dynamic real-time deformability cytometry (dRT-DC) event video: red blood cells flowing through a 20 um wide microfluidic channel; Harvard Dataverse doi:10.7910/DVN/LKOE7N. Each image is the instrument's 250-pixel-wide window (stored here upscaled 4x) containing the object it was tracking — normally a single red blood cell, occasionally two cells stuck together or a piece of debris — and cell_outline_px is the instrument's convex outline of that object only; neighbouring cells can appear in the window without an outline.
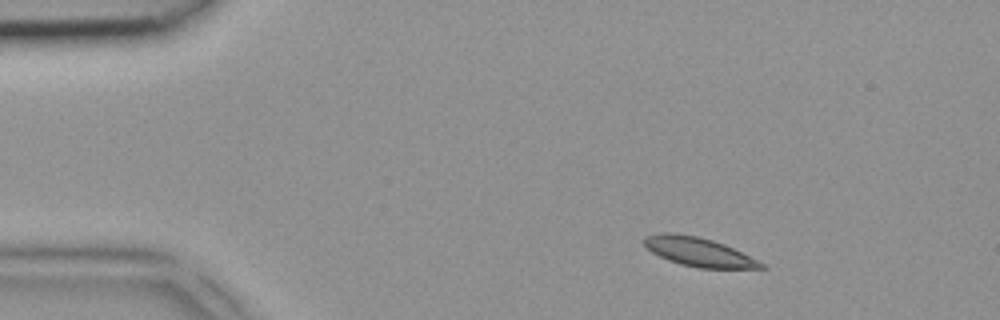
{"species": "common noctule bat (a hibernating species)", "species_latin": "Nyctalus noctula", "temperature_condition": "room temperature", "stored_images_in_passage": 5, "camera_frame_rate_fps": 3000, "um_per_image_px": 0.085, "animal": {"sex": "female", "body_mass_g": 18.4}, "frame": {"image": 1, "passage_image": 1, "time_ms": 0.0, "image_size_px": [1000, 320], "cell_outline_px": [[768, 268], [696, 268], [680, 264], [668, 260], [652, 252], [644, 244], [644, 236], [660, 232], [672, 232], [696, 236], [712, 240], [724, 244], [764, 264]], "centroid_in_image_um": [59.33, 21.4], "position_along_channel_um": 25.7, "area_um2": 19.48}}
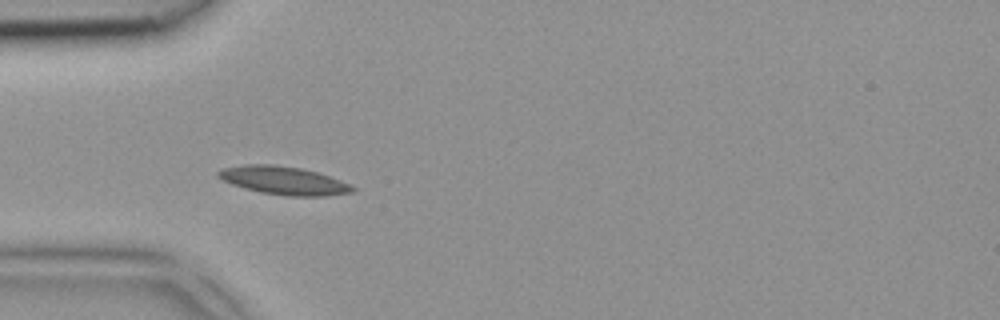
{"frame": {"image": 2, "passage_image": 3, "time_ms": 0.667, "image_size_px": [1000, 320], "cell_outline_px": [[356, 192], [324, 196], [288, 196], [260, 192], [244, 188], [232, 184], [216, 176], [216, 172], [220, 168], [244, 164], [272, 164], [300, 168], [320, 172], [352, 184], [356, 188]], "centroid_in_image_um": [24.15, 15.34], "position_along_channel_um": 60.9, "area_um2": 22.43}}